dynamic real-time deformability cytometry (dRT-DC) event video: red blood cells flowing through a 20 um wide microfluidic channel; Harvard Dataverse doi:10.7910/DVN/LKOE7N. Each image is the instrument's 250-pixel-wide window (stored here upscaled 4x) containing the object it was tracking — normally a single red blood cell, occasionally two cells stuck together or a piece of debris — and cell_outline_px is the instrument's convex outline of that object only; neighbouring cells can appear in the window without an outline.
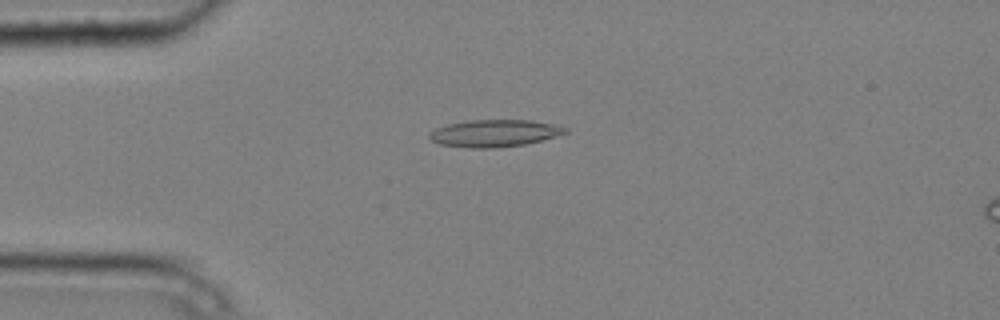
{"species": "common noctule bat (a hibernating species)", "species_latin": "Nyctalus noctula", "temperature_condition": "cold", "stored_images_in_passage": 5, "camera_frame_rate_fps": 3000, "um_per_image_px": 0.085, "animal": {"sex": "male", "body_mass_g": 20.4}, "frame": {"image": 1, "passage_image": 2, "time_ms": 0.333, "image_size_px": [1000, 320], "cell_outline_px": [[568, 132], [556, 136], [524, 144], [496, 148], [468, 148], [440, 144], [432, 140], [428, 136], [428, 132], [436, 128], [448, 124], [472, 120], [532, 120], [556, 124], [568, 128]], "centroid_in_image_um": [42.03, 11.32], "position_along_channel_um": 43.0, "area_um2": 21.5}}
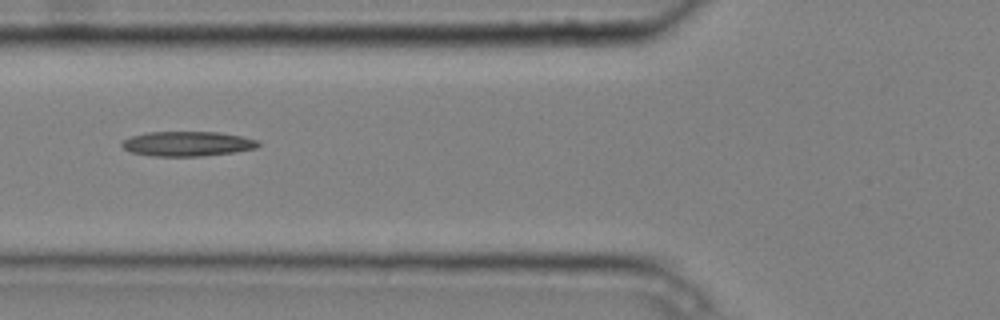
{"frame": {"image": 2, "passage_image": 4, "time_ms": 1.0, "image_size_px": [1000, 320], "cell_outline_px": [[260, 144], [256, 148], [236, 152], [204, 156], [152, 156], [132, 152], [124, 148], [120, 144], [124, 140], [132, 136], [144, 132], [220, 132], [244, 136], [256, 140]], "centroid_in_image_um": [15.95, 12.22], "position_along_channel_um": 109.8, "area_um2": 19.77}}
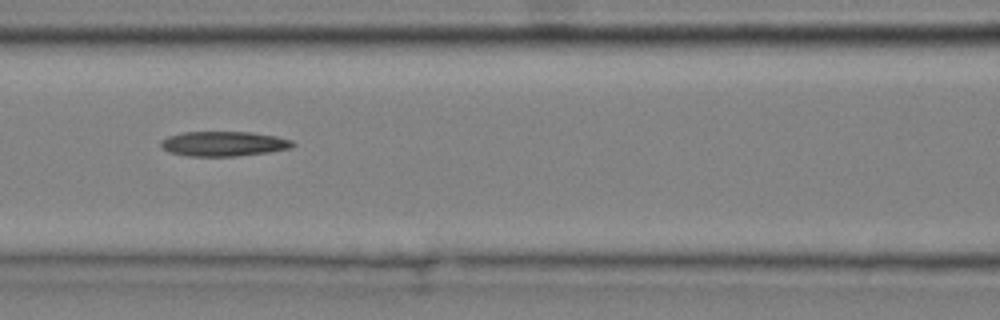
{"frame": {"image": 3, "passage_image": 5, "time_ms": 1.333, "image_size_px": [1000, 320], "cell_outline_px": [[296, 144], [292, 148], [268, 152], [236, 156], [188, 156], [168, 152], [160, 144], [160, 140], [168, 136], [184, 132], [252, 132], [276, 136], [292, 140]], "centroid_in_image_um": [19.02, 12.22], "position_along_channel_um": 147.6, "area_um2": 19.13}}